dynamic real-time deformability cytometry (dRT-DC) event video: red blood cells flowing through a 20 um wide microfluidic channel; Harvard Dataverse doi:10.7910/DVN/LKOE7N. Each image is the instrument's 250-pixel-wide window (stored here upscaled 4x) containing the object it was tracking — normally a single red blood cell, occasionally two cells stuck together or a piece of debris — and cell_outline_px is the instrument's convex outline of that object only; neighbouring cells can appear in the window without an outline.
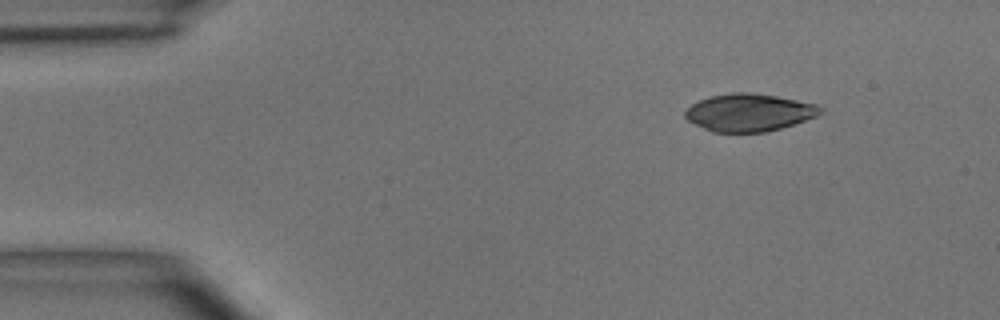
{"species": "common noctule bat (a hibernating species)", "species_latin": "Nyctalus noctula", "temperature_condition": "room temperature", "stored_images_in_passage": 3, "camera_frame_rate_fps": 3000, "um_per_image_px": 0.085, "animal": {"sex": "male", "body_mass_g": 15.6}, "frame": {"image": 1, "passage_image": 1, "time_ms": 0.0, "image_size_px": [1000, 320], "cell_outline_px": [[824, 112], [816, 116], [780, 128], [764, 132], [712, 132], [688, 120], [684, 116], [684, 112], [692, 104], [700, 100], [712, 96], [732, 92], [752, 92], [776, 96], [816, 104]], "centroid_in_image_um": [63.65, 9.56], "position_along_channel_um": 21.3, "area_um2": 29.25}}